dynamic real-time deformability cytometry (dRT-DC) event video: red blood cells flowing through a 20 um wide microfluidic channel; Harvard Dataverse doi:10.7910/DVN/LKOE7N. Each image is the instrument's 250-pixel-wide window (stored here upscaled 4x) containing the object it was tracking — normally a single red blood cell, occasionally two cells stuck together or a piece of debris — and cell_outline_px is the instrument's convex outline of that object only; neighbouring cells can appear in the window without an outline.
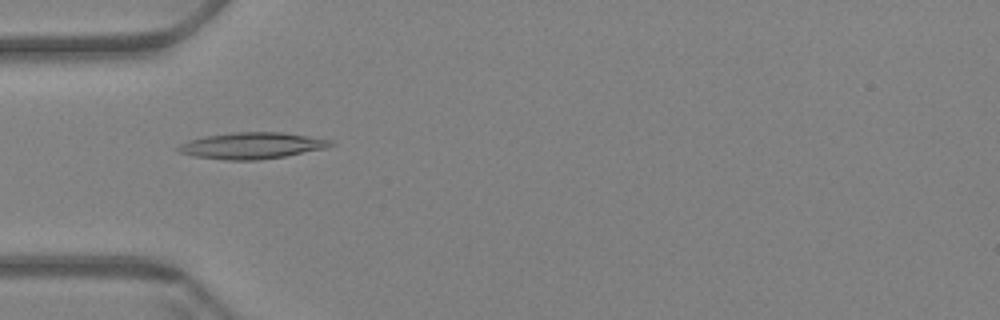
{"species": "Egyptian fruit bat (a non-hibernating species)", "species_latin": "Rousettus aegyptiacus", "temperature_condition": "warm", "stored_images_in_passage": 60, "camera_frame_rate_fps": 3000, "um_per_image_px": 0.085, "animal": {"sex": "female"}, "frame": {"image": 1, "passage_image": 19, "time_ms": 6.0, "image_size_px": [1000, 320], "cell_outline_px": [[336, 144], [324, 148], [284, 156], [256, 160], [228, 160], [196, 156], [180, 152], [176, 148], [180, 144], [188, 140], [204, 136], [232, 132], [284, 132], [332, 140]], "centroid_in_image_um": [21.41, 12.36], "position_along_channel_um": 63.6, "area_um2": 23.24}}
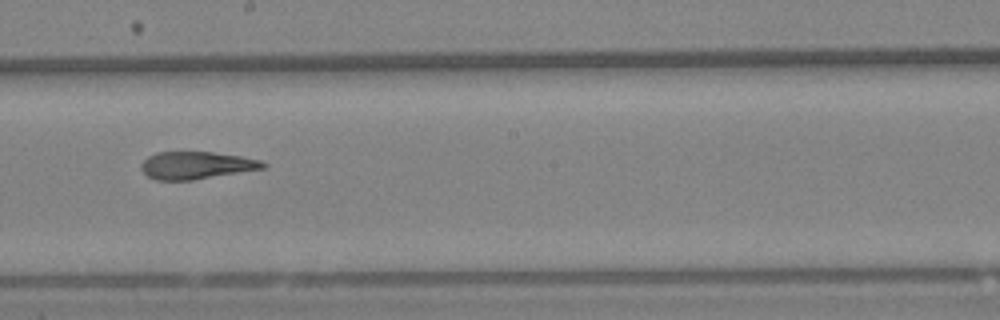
{"frame": {"image": 2, "passage_image": 34, "time_ms": 11.0, "image_size_px": [1000, 320], "cell_outline_px": [[268, 164], [264, 168], [192, 180], [156, 180], [148, 176], [140, 168], [140, 164], [148, 156], [156, 152], [212, 152], [240, 156], [260, 160]], "centroid_in_image_um": [16.66, 14.05], "position_along_channel_um": 231.5, "area_um2": 19.36}}
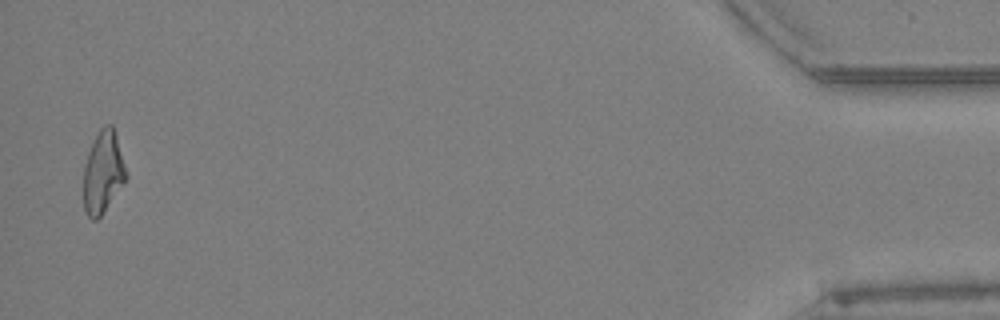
{"frame": {"image": 3, "passage_image": 59, "time_ms": 19.333, "image_size_px": [1000, 320], "cell_outline_px": [[128, 176], [100, 216], [96, 220], [92, 220], [88, 216], [84, 208], [84, 164], [88, 152], [100, 128], [104, 124], [112, 124], [116, 136]], "centroid_in_image_um": [8.74, 14.62], "position_along_channel_um": 426.5, "area_um2": 19.94}, "authors_computed_cell_mechanics": {"area_um2": 20.7791, "velocity_mm_per_s": 3.3979, "shape_relaxation_time_tau1_ms": null, "shape_relaxation_time_tau2_ms": 3.0619, "deformation_change_tau1": null, "deformation_change_tau2": 0.1328}}